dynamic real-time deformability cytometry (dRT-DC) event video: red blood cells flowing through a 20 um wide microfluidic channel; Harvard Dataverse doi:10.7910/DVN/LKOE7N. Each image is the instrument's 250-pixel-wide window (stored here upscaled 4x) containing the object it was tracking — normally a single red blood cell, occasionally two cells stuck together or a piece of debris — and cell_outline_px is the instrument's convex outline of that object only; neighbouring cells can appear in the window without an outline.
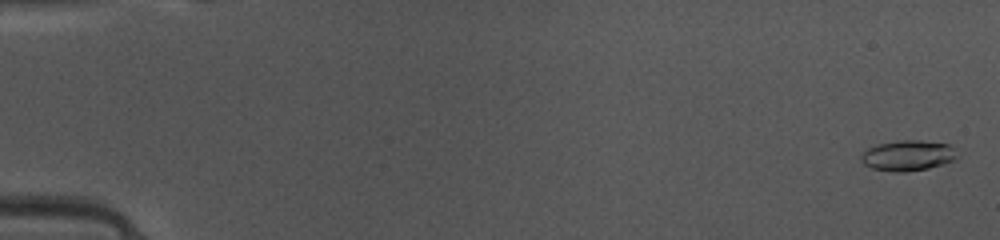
{"species": "common noctule bat (a hibernating species)", "species_latin": "Nyctalus noctula", "temperature_condition": "warm", "stored_images_in_passage": 50, "camera_frame_rate_fps": 3000, "um_per_image_px": 0.085, "animal": {"sex": "female", "body_mass_g": 10.0, "forearm_length_mm": 53.1}, "frame": {"image": 1, "passage_image": 2, "time_ms": 0.333, "image_size_px": [1000, 240], "cell_outline_px": [[960, 156], [956, 160], [928, 168], [904, 172], [892, 172], [872, 168], [864, 164], [860, 160], [860, 156], [868, 148], [876, 144], [900, 140], [916, 140], [948, 144]], "centroid_in_image_um": [77.16, 13.22], "position_along_channel_um": 7.8, "area_um2": 17.11}}
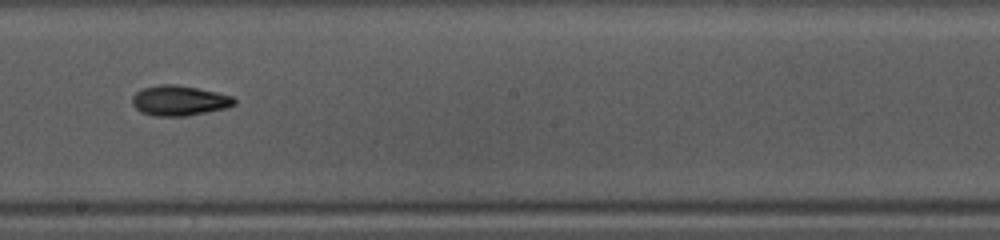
{"frame": {"image": 2, "passage_image": 29, "time_ms": 9.333, "image_size_px": [1000, 240], "cell_outline_px": [[236, 104], [224, 108], [188, 116], [152, 116], [140, 112], [132, 104], [132, 96], [140, 88], [160, 84], [176, 84], [216, 92], [232, 96], [236, 100]], "centroid_in_image_um": [15.19, 8.55], "position_along_channel_um": 233.0, "area_um2": 18.03}}
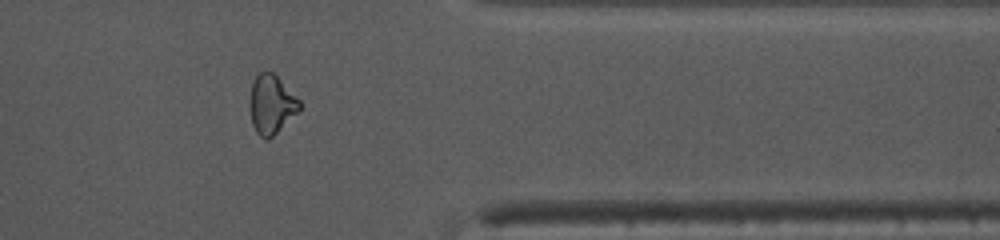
{"frame": {"image": 3, "passage_image": 41, "time_ms": 13.333, "image_size_px": [1000, 240], "cell_outline_px": [[304, 104], [268, 140], [264, 140], [256, 132], [252, 124], [248, 104], [252, 84], [256, 76], [260, 72], [272, 72]], "centroid_in_image_um": [23.03, 8.88], "position_along_channel_um": 388.4, "area_um2": 16.88}, "authors_computed_cell_mechanics": {"area_um2": 17.0221, "velocity_mm_per_s": 4.14, "shape_relaxation_time_tau1_ms": 3.4784, "shape_relaxation_time_tau2_ms": 7.0047, "deformation_change_tau1": 0.1572, "deformation_change_tau2": 0.1073}}